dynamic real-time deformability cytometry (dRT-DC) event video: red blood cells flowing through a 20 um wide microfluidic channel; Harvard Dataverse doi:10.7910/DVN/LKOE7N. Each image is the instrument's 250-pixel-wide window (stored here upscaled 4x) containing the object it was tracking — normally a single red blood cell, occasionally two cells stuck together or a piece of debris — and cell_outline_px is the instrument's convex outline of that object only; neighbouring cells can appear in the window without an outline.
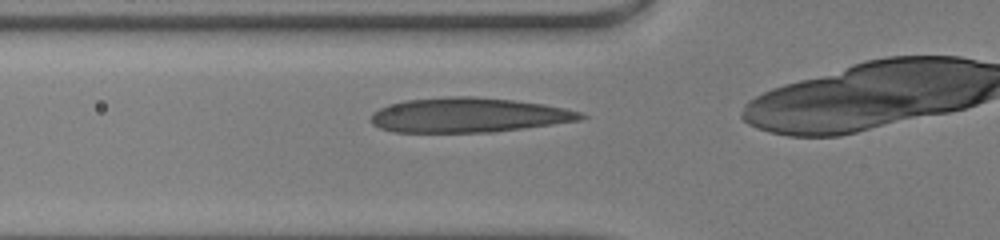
{"species": "human", "species_latin": "Homo sapiens", "temperature_condition": "warm", "stored_images_in_passage": 18, "camera_frame_rate_fps": 3000, "um_per_image_px": 0.085, "donor": {"sex": "male"}, "frame": {"image": 1, "passage_image": 8, "time_ms": 2.333, "image_size_px": [1000, 240], "cell_outline_px": [[588, 116], [580, 120], [524, 128], [492, 132], [392, 132], [380, 128], [372, 124], [372, 112], [388, 104], [404, 100], [448, 96], [472, 96], [512, 100], [544, 104], [564, 108], [580, 112]], "centroid_in_image_um": [39.79, 9.78], "position_along_channel_um": 86.0, "area_um2": 42.37}}
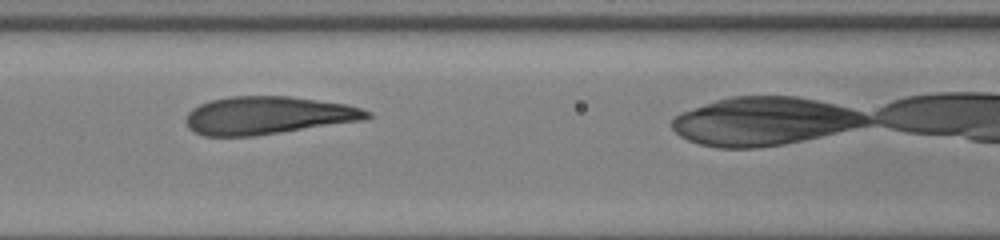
{"frame": {"image": 2, "passage_image": 12, "time_ms": 3.667, "image_size_px": [1000, 240], "cell_outline_px": [[372, 116], [360, 120], [280, 132], [252, 136], [204, 136], [188, 128], [184, 120], [188, 112], [192, 108], [200, 104], [212, 100], [232, 96], [288, 96], [348, 104], [372, 112]], "centroid_in_image_um": [22.73, 9.8], "position_along_channel_um": 143.9, "area_um2": 39.59}}
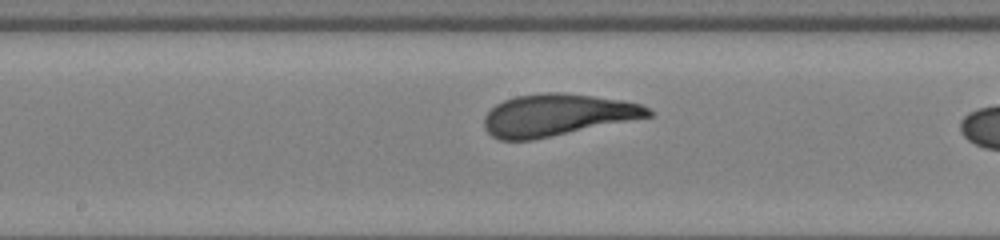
{"frame": {"image": 3, "passage_image": 16, "time_ms": 5.0, "image_size_px": [1000, 240], "cell_outline_px": [[656, 116], [532, 140], [500, 140], [492, 136], [484, 128], [484, 116], [496, 104], [504, 100], [516, 96], [548, 92], [560, 92], [624, 100], [640, 104], [656, 112]], "centroid_in_image_um": [47.41, 9.78], "position_along_channel_um": 200.8, "area_um2": 40.34}}